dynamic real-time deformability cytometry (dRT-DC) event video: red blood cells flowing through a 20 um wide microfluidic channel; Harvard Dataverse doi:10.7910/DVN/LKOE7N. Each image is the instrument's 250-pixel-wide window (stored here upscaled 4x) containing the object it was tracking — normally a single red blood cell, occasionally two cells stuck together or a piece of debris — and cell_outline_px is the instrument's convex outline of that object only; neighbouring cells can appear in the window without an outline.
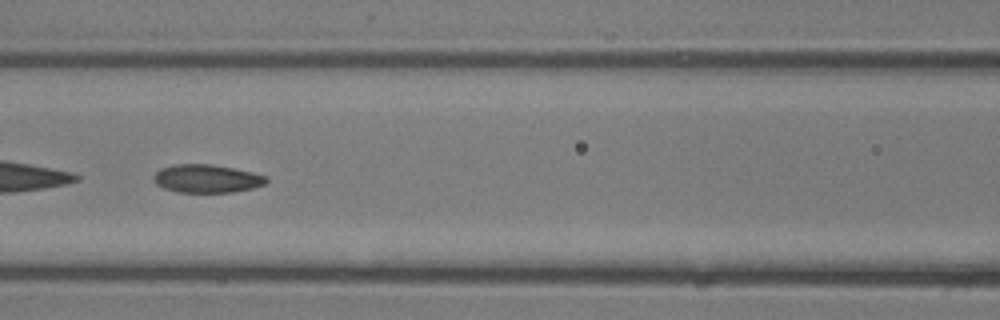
{"species": "common noctule bat (a hibernating species)", "species_latin": "Nyctalus noctula", "temperature_condition": "room temperature", "stored_images_in_passage": 29, "camera_frame_rate_fps": 3000, "um_per_image_px": 0.085, "animal": {"sex": "male", "body_mass_g": 13.3}, "frame": {"image": 1, "passage_image": 9, "time_ms": 2.667, "image_size_px": [1000, 320], "cell_outline_px": [[268, 180], [264, 184], [252, 188], [232, 192], [176, 192], [164, 188], [156, 184], [152, 176], [160, 168], [172, 164], [212, 164], [252, 172], [268, 176]], "centroid_in_image_um": [17.55, 15.17], "position_along_channel_um": 149.1, "area_um2": 18.55}}